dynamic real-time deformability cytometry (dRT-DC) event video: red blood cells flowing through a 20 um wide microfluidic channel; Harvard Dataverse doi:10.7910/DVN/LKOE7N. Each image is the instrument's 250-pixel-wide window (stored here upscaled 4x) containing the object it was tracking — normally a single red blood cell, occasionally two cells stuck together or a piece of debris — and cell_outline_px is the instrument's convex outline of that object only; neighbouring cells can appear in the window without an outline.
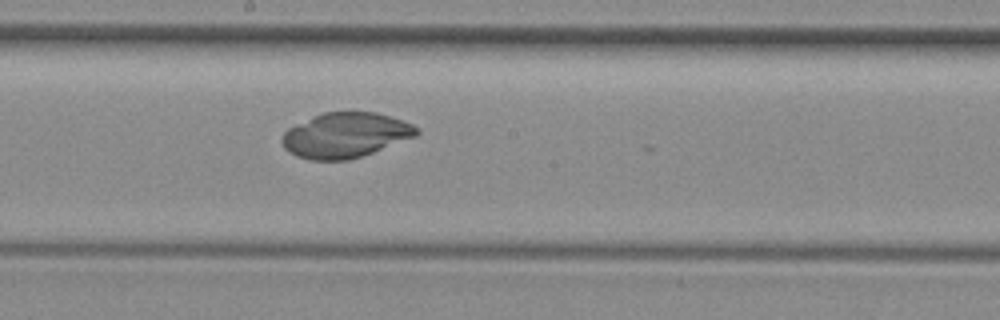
{"species": "common noctule bat (a hibernating species)", "species_latin": "Nyctalus noctula", "temperature_condition": "room temperature", "stored_images_in_passage": 47, "camera_frame_rate_fps": 3000, "um_per_image_px": 0.085, "animal": {"sex": "female", "body_mass_g": 29.2, "forearm_length_mm": 56.3}, "frame": {"image": 1, "passage_image": 23, "time_ms": 7.333, "image_size_px": [1000, 320], "cell_outline_px": [[420, 132], [416, 136], [372, 152], [348, 160], [308, 160], [296, 156], [288, 152], [284, 148], [280, 140], [280, 136], [288, 128], [312, 116], [324, 112], [376, 112], [412, 124]], "centroid_in_image_um": [29.29, 11.49], "position_along_channel_um": 218.9, "area_um2": 35.2}}
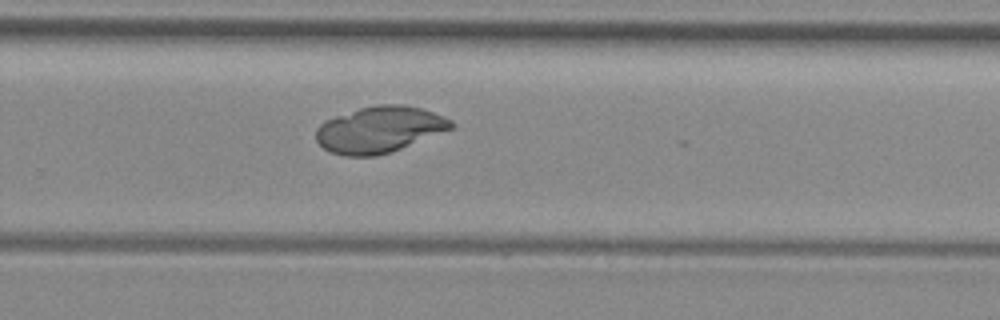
{"frame": {"image": 2, "passage_image": 29, "time_ms": 9.333, "image_size_px": [1000, 320], "cell_outline_px": [[452, 128], [392, 152], [376, 156], [344, 156], [332, 152], [324, 148], [316, 140], [316, 128], [324, 120], [360, 108], [376, 104], [404, 104], [420, 108], [432, 112], [452, 120]], "centroid_in_image_um": [32.22, 11.01], "position_along_channel_um": 297.6, "area_um2": 36.24}}
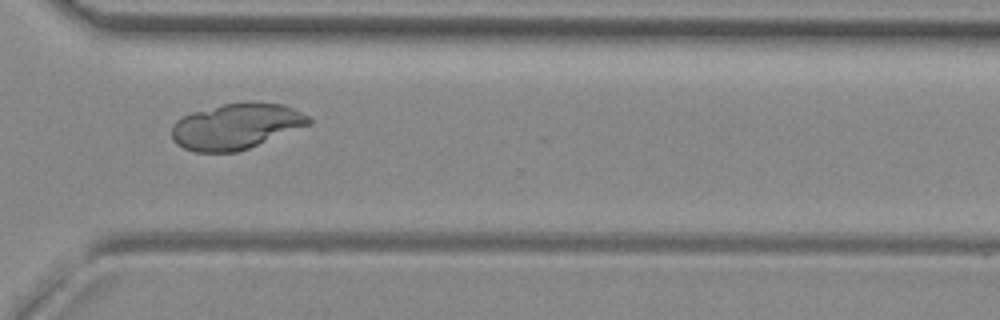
{"frame": {"image": 3, "passage_image": 33, "time_ms": 10.667, "image_size_px": [1000, 320], "cell_outline_px": [[312, 124], [248, 148], [236, 152], [196, 152], [184, 148], [176, 144], [172, 140], [172, 124], [176, 120], [192, 112], [224, 104], [252, 100], [284, 104], [308, 116], [312, 120]], "centroid_in_image_um": [20.07, 10.72], "position_along_channel_um": 350.5, "area_um2": 36.76}}